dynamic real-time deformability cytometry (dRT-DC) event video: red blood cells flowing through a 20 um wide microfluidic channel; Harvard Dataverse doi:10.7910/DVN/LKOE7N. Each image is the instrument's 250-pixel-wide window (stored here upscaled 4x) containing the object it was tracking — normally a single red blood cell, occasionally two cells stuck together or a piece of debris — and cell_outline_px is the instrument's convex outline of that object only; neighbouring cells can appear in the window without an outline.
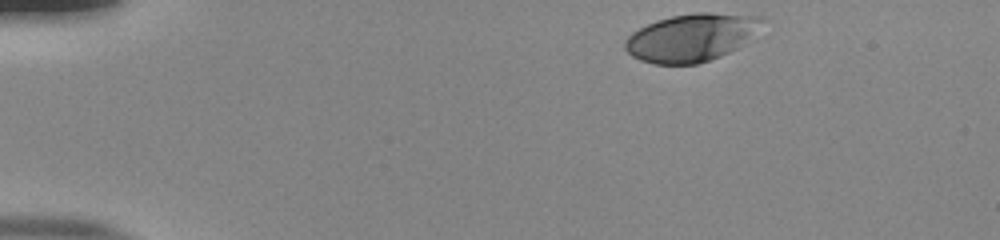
{"species": "human", "species_latin": "Homo sapiens", "temperature_condition": "room temperature", "stored_images_in_passage": 39, "camera_frame_rate_fps": 3000, "um_per_image_px": 0.085, "donor": {"sex": "male"}, "frame": {"image": 1, "passage_image": 1, "time_ms": 0.0, "image_size_px": [1000, 240], "cell_outline_px": [[764, 20], [736, 48], [720, 56], [696, 64], [652, 64], [640, 60], [632, 56], [624, 48], [624, 40], [632, 32], [656, 20], [672, 16], [696, 12], [708, 12], [764, 16]], "centroid_in_image_um": [58.68, 3.18], "position_along_channel_um": 26.3, "area_um2": 37.57}}
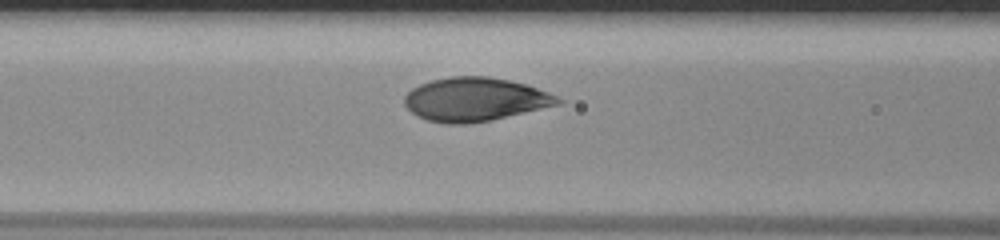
{"frame": {"image": 2, "passage_image": 16, "time_ms": 5.0, "image_size_px": [1000, 240], "cell_outline_px": [[564, 100], [560, 104], [488, 120], [464, 124], [448, 124], [428, 120], [412, 112], [404, 104], [404, 96], [412, 88], [420, 84], [432, 80], [452, 76], [488, 76], [508, 80], [524, 84], [548, 92]], "centroid_in_image_um": [40.35, 8.44], "position_along_channel_um": 126.2, "area_um2": 38.44}}
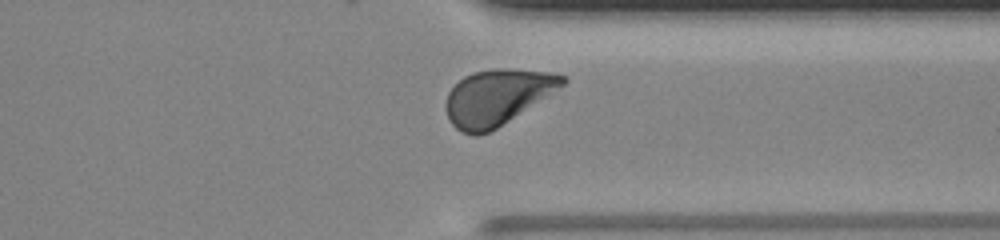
{"frame": {"image": 3, "passage_image": 35, "time_ms": 11.333, "image_size_px": [1000, 240], "cell_outline_px": [[568, 80], [564, 84], [496, 128], [488, 132], [476, 136], [460, 132], [448, 120], [448, 92], [464, 76], [472, 72], [496, 68], [508, 68], [552, 72], [568, 76]], "centroid_in_image_um": [42.26, 8.24], "position_along_channel_um": 369.1, "area_um2": 37.17}, "authors_computed_cell_mechanics": {"area_um2": 38.4948, "velocity_mm_per_s": 3.829, "shape_relaxation_time_tau1_ms": 2.0953, "shape_relaxation_time_tau2_ms": null, "deformation_change_tau1": 0.1439, "deformation_change_tau2": null}}